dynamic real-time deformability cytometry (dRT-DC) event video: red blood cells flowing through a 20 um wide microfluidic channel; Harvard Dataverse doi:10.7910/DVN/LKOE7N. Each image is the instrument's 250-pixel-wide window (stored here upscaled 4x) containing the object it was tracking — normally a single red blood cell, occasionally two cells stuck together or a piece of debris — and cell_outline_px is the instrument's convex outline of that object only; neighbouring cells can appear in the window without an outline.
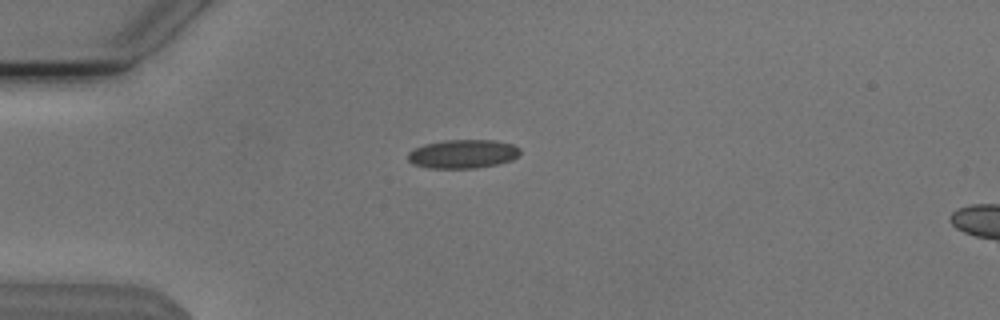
{"species": "Egyptian fruit bat (a non-hibernating species)", "species_latin": "Rousettus aegyptiacus", "temperature_condition": "cold", "stored_images_in_passage": 40, "camera_frame_rate_fps": 3000, "um_per_image_px": 0.085, "animal": {"sex": "male"}, "frame": {"image": 1, "passage_image": 1, "time_ms": 0.0, "image_size_px": [1000, 320], "cell_outline_px": [[520, 156], [512, 160], [496, 164], [476, 168], [428, 168], [412, 164], [408, 160], [408, 152], [412, 148], [424, 144], [444, 140], [492, 140], [512, 144], [520, 148]], "centroid_in_image_um": [39.32, 13.08], "position_along_channel_um": 45.7, "area_um2": 18.96}}
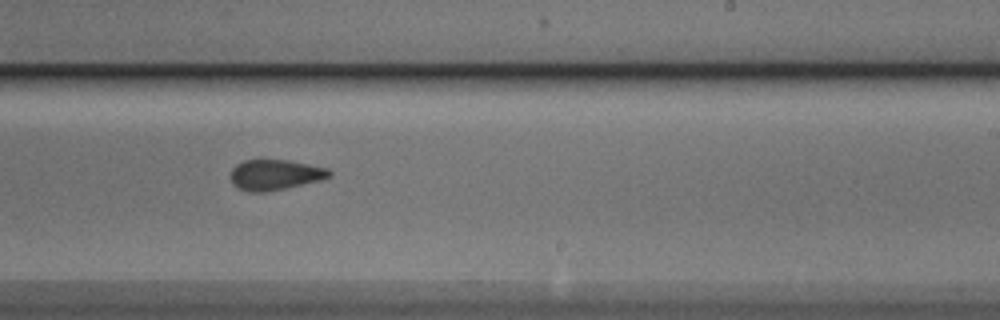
{"frame": {"image": 2, "passage_image": 20, "time_ms": 6.333, "image_size_px": [1000, 320], "cell_outline_px": [[332, 176], [324, 180], [264, 192], [248, 192], [232, 184], [232, 168], [236, 164], [244, 160], [288, 160], [328, 168], [332, 172]], "centroid_in_image_um": [23.43, 14.85], "position_along_channel_um": 265.6, "area_um2": 17.51}}
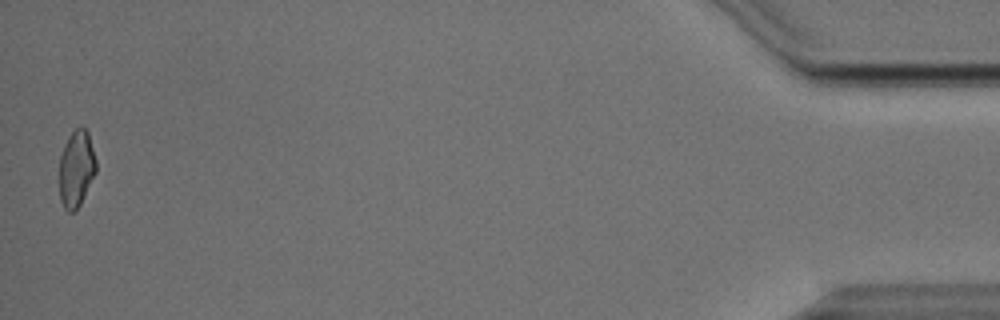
{"frame": {"image": 3, "passage_image": 40, "time_ms": 13.0, "image_size_px": [1000, 320], "cell_outline_px": [[96, 172], [80, 204], [72, 212], [68, 212], [64, 208], [60, 200], [60, 156], [64, 144], [68, 136], [80, 124], [88, 132], [96, 160]], "centroid_in_image_um": [6.49, 14.31], "position_along_channel_um": 428.7, "area_um2": 16.36}, "authors_computed_cell_mechanics": {"area_um2": 17.5134, "velocity_mm_per_s": 3.8187, "shape_relaxation_time_tau1_ms": null, "shape_relaxation_time_tau2_ms": 1.9614, "deformation_change_tau1": null, "deformation_change_tau2": 0.0689}}